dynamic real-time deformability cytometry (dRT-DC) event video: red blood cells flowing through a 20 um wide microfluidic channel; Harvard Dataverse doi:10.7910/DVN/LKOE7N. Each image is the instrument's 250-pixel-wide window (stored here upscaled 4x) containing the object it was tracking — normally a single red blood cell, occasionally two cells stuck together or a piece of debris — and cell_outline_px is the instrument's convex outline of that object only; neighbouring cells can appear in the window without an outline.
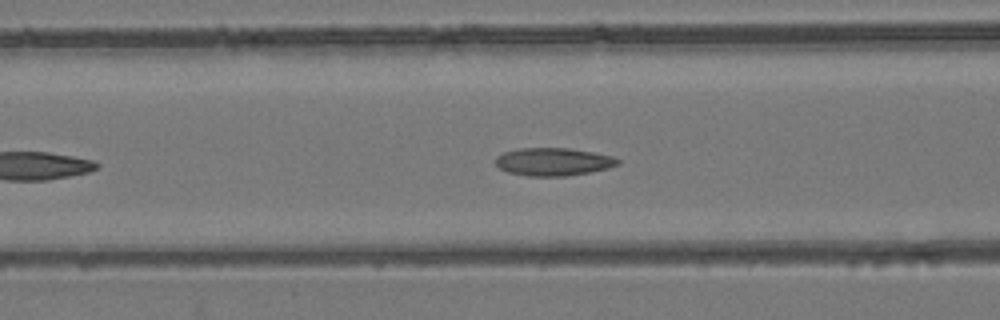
{"species": "common noctule bat (a hibernating species)", "species_latin": "Nyctalus noctula", "temperature_condition": "room temperature", "stored_images_in_passage": 17, "camera_frame_rate_fps": 3000, "um_per_image_px": 0.085, "animal": {"sex": "female", "body_mass_g": 24.6, "forearm_length_mm": 56.2}, "frame": {"image": 1, "passage_image": 10, "time_ms": 3.0, "image_size_px": [1000, 320], "cell_outline_px": [[620, 164], [608, 168], [588, 172], [564, 176], [528, 176], [508, 172], [500, 168], [496, 164], [496, 156], [504, 152], [520, 148], [568, 148], [592, 152], [612, 156], [620, 160]], "centroid_in_image_um": [47.03, 13.74], "position_along_channel_um": 119.6, "area_um2": 19.71}}